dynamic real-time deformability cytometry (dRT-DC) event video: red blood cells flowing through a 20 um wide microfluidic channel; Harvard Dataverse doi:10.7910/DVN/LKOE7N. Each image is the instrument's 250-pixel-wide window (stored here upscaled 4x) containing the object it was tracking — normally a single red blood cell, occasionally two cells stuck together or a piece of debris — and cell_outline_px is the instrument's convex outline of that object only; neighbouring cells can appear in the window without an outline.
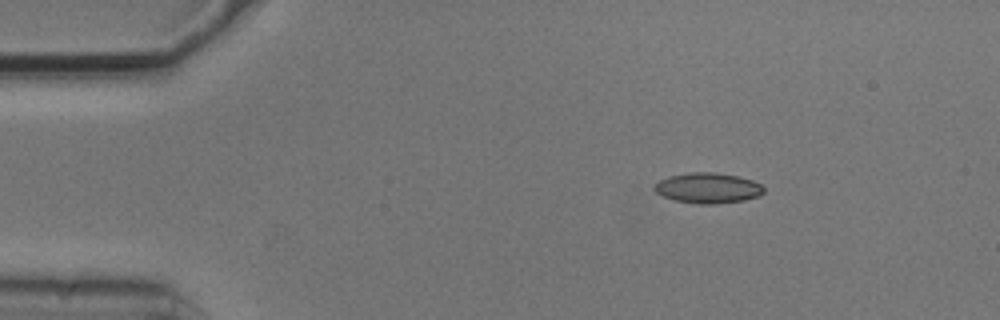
{"species": "common noctule bat (a hibernating species)", "species_latin": "Nyctalus noctula", "temperature_condition": "cold", "stored_images_in_passage": 13, "camera_frame_rate_fps": 3000, "um_per_image_px": 0.085, "animal": {"sex": "male", "body_mass_g": 20.5, "forearm_length_mm": 52.5}, "frame": {"image": 1, "passage_image": 1, "time_ms": 0.0, "image_size_px": [1000, 320], "cell_outline_px": [[764, 192], [760, 196], [744, 200], [712, 204], [700, 204], [676, 200], [664, 196], [656, 192], [652, 188], [660, 180], [668, 176], [692, 172], [712, 172], [736, 176], [752, 180], [760, 184], [764, 188]], "centroid_in_image_um": [60.18, 15.98], "position_along_channel_um": 24.8, "area_um2": 19.19}}
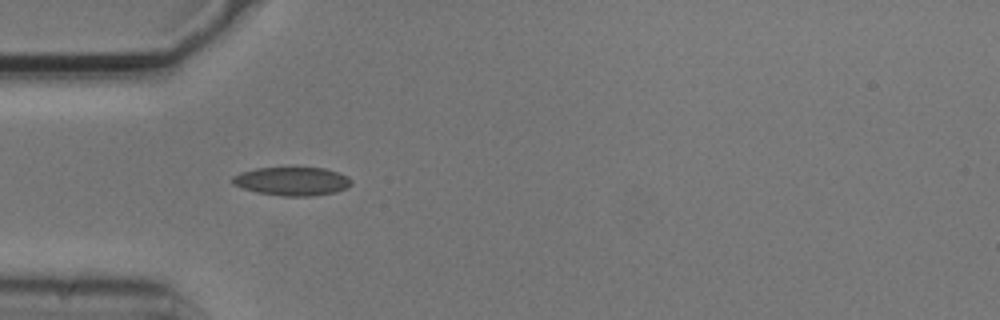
{"frame": {"image": 2, "passage_image": 9, "time_ms": 2.667, "image_size_px": [1000, 320], "cell_outline_px": [[352, 184], [348, 188], [336, 192], [312, 196], [280, 196], [256, 192], [232, 184], [232, 176], [240, 172], [256, 168], [324, 168], [348, 176], [352, 180]], "centroid_in_image_um": [24.84, 15.41], "position_along_channel_um": 60.2, "area_um2": 19.83}}
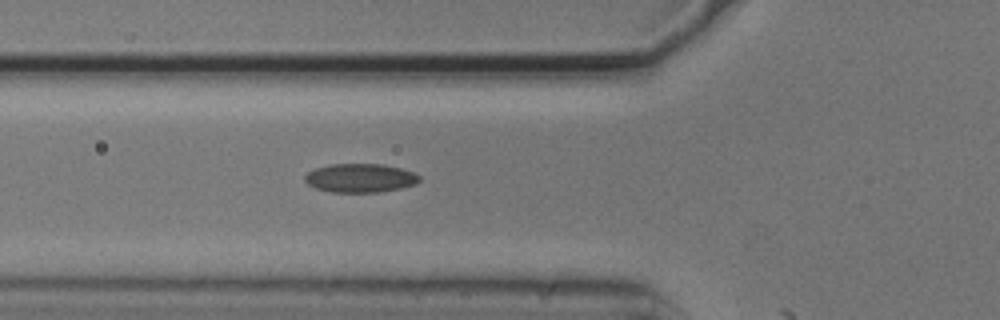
{"frame": {"image": 3, "passage_image": 12, "time_ms": 3.667, "image_size_px": [1000, 320], "cell_outline_px": [[420, 180], [416, 184], [400, 188], [380, 192], [332, 192], [316, 188], [308, 184], [304, 180], [304, 176], [308, 172], [316, 168], [328, 164], [384, 164], [400, 168], [412, 172], [420, 176]], "centroid_in_image_um": [30.61, 15.13], "position_along_channel_um": 95.2, "area_um2": 19.19}}